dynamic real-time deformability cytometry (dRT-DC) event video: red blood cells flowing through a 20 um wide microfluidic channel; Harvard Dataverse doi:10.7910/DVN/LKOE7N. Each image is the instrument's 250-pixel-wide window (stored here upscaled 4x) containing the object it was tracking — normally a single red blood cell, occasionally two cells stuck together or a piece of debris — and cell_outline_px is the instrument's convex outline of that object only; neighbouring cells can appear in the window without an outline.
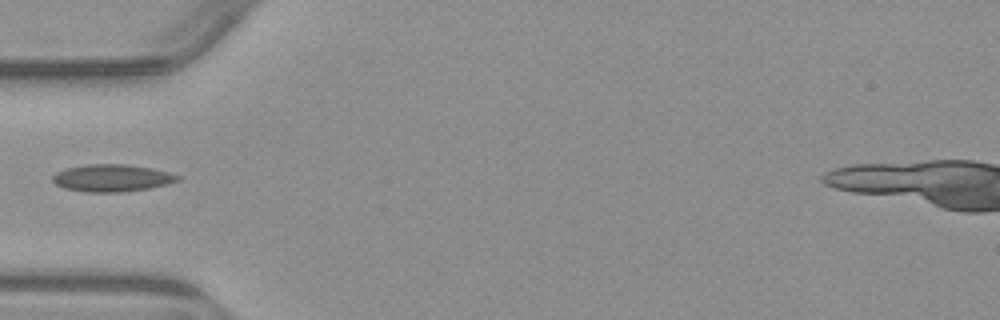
{"species": "common noctule bat (a hibernating species)", "species_latin": "Nyctalus noctula", "temperature_condition": "warm", "stored_images_in_passage": 2, "camera_frame_rate_fps": 3000, "um_per_image_px": 0.085, "animal": {"sex": "male", "body_mass_g": 23.1, "forearm_length_mm": 52.7}, "frame": {"image": 1, "passage_image": 1, "time_ms": 0.0, "image_size_px": [1000, 320], "cell_outline_px": [[180, 180], [148, 188], [120, 192], [84, 192], [64, 188], [56, 184], [52, 180], [52, 176], [56, 172], [68, 168], [88, 164], [128, 164], [152, 168], [168, 172], [180, 176]], "centroid_in_image_um": [9.49, 15.12], "position_along_channel_um": 75.5, "area_um2": 19.71}}
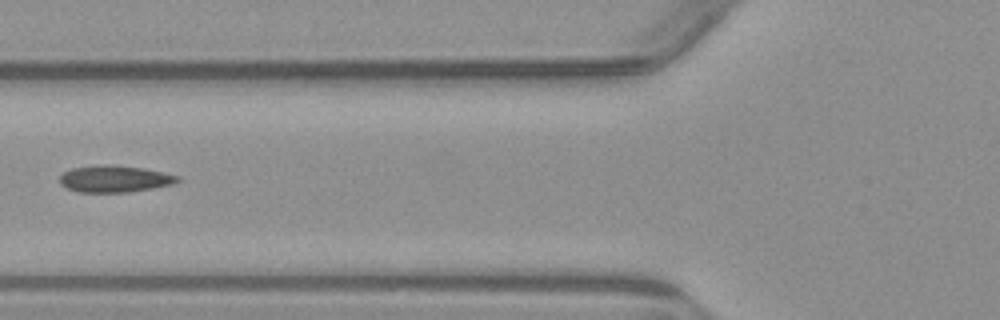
{"frame": {"image": 2, "passage_image": 2, "time_ms": 1.0, "image_size_px": [1000, 320], "cell_outline_px": [[180, 180], [172, 184], [152, 188], [128, 192], [80, 192], [68, 188], [60, 184], [60, 176], [64, 172], [72, 168], [104, 164], [112, 164], [144, 168], [180, 176]], "centroid_in_image_um": [9.75, 15.19], "position_along_channel_um": 116.1, "area_um2": 18.32}}